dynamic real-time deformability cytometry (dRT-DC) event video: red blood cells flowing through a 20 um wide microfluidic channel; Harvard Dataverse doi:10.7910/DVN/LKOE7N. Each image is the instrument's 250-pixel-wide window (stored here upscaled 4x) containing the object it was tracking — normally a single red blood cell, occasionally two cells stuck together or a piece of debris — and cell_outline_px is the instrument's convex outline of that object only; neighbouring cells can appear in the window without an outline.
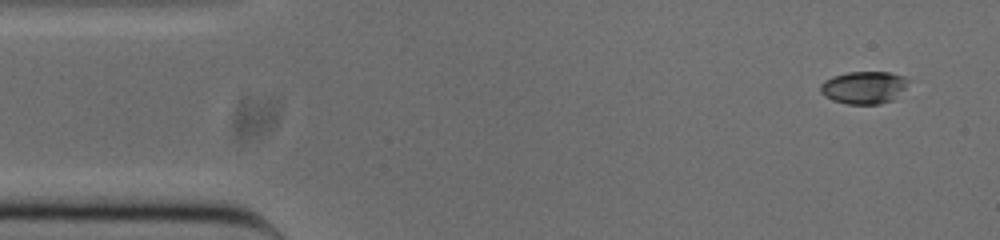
{"species": "common noctule bat (a hibernating species)", "species_latin": "Nyctalus noctula", "temperature_condition": "cold", "stored_images_in_passage": 50, "camera_frame_rate_fps": 3000, "um_per_image_px": 0.085, "animal": {"sex": "male", "body_mass_g": 20.0, "forearm_length_mm": 53.3}, "frame": {"image": 1, "passage_image": 1, "time_ms": 0.0, "image_size_px": [1000, 240], "cell_outline_px": [[908, 80], [904, 88], [892, 100], [880, 104], [848, 104], [832, 100], [824, 96], [820, 92], [820, 84], [824, 80], [832, 76], [848, 72], [888, 72], [904, 76]], "centroid_in_image_um": [73.38, 7.43], "position_along_channel_um": 11.6, "area_um2": 16.59}}
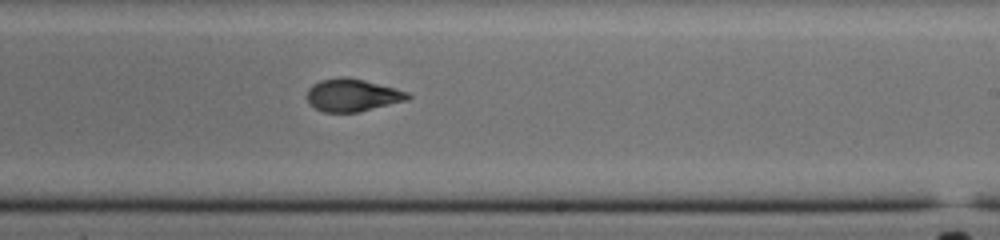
{"frame": {"image": 2, "passage_image": 28, "time_ms": 9.0, "image_size_px": [1000, 240], "cell_outline_px": [[412, 96], [408, 100], [360, 112], [324, 112], [316, 108], [308, 100], [308, 88], [312, 84], [320, 80], [340, 76], [348, 76], [396, 88], [408, 92]], "centroid_in_image_um": [29.99, 8.07], "position_along_channel_um": 259.0, "area_um2": 19.25}}
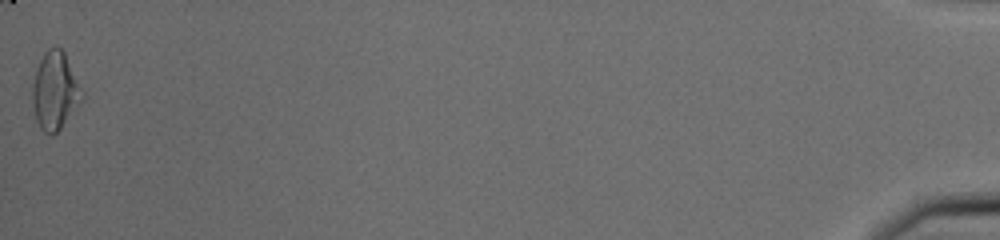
{"frame": {"image": 3, "passage_image": 50, "time_ms": 16.333, "image_size_px": [1000, 240], "cell_outline_px": [[84, 96], [60, 128], [52, 136], [44, 132], [40, 128], [36, 120], [32, 104], [32, 84], [36, 68], [44, 52], [48, 48], [56, 44], [64, 52]], "centroid_in_image_um": [4.63, 7.7], "position_along_channel_um": 430.6, "area_um2": 22.14}, "authors_computed_cell_mechanics": {"area_um2": 18.8428, "velocity_mm_per_s": 3.8602, "shape_relaxation_time_tau1_ms": 4.6479, "shape_relaxation_time_tau2_ms": 2.8594, "deformation_change_tau1": 0.1988, "deformation_change_tau2": 0.0687}}